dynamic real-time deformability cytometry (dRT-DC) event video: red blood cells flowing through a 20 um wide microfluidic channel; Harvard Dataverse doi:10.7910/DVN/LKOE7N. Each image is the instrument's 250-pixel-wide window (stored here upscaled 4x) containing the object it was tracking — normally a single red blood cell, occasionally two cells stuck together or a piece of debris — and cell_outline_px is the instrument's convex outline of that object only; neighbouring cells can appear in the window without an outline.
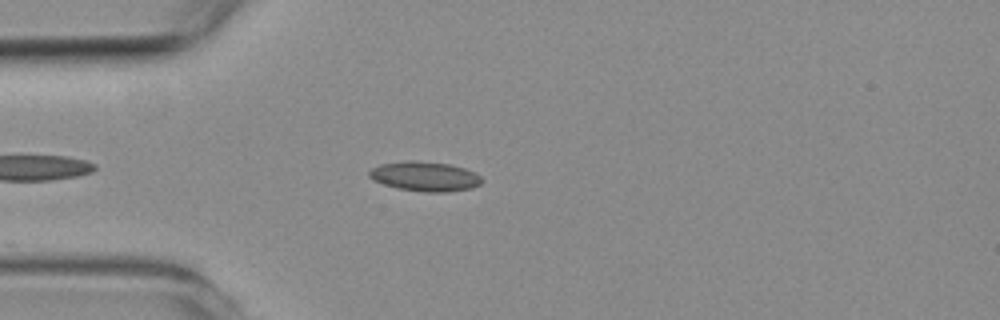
{"species": "common noctule bat (a hibernating species)", "species_latin": "Nyctalus noctula", "temperature_condition": "room temperature", "stored_images_in_passage": 2, "camera_frame_rate_fps": 3000, "um_per_image_px": 0.085, "animal": {"sex": "female", "body_mass_g": 19.3, "forearm_length_mm": 54.1}, "frame": {"image": 1, "passage_image": 2, "time_ms": 1.0, "image_size_px": [1000, 320], "cell_outline_px": [[484, 180], [480, 184], [472, 188], [448, 192], [424, 192], [400, 188], [384, 184], [368, 176], [368, 172], [372, 168], [380, 164], [408, 160], [412, 160], [448, 164], [464, 168], [480, 176]], "centroid_in_image_um": [36.13, 14.99], "position_along_channel_um": 48.9, "area_um2": 19.25}}